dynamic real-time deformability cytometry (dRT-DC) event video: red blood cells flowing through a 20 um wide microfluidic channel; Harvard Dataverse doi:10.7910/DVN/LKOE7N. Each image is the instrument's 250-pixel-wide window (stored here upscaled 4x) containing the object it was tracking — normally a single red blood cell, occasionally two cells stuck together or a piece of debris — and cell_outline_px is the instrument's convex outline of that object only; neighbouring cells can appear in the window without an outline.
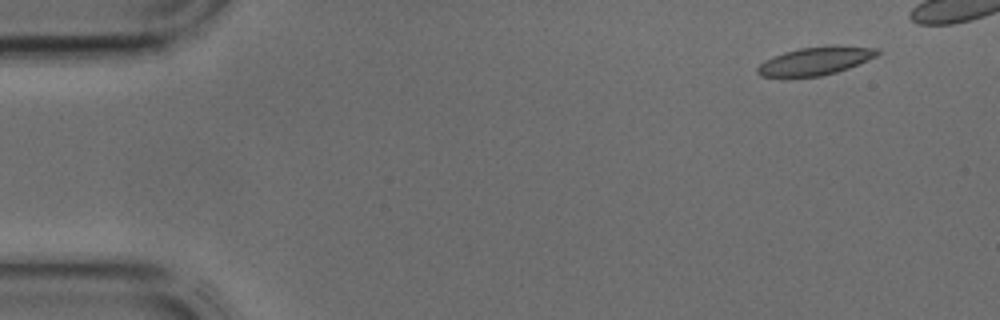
{"species": "common noctule bat (a hibernating species)", "species_latin": "Nyctalus noctula", "temperature_condition": "cold", "stored_images_in_passage": 35, "camera_frame_rate_fps": 3000, "um_per_image_px": 0.085, "animal": {"sex": "male", "body_mass_g": 17.9, "forearm_length_mm": 54.2}, "frame": {"image": 1, "passage_image": 1, "time_ms": 0.0, "image_size_px": [1000, 320], "cell_outline_px": [[884, 52], [868, 60], [848, 68], [836, 72], [820, 76], [760, 76], [756, 72], [756, 68], [764, 60], [784, 52], [800, 48], [880, 48]], "centroid_in_image_um": [69.27, 5.22], "position_along_channel_um": 15.7, "area_um2": 18.67}}
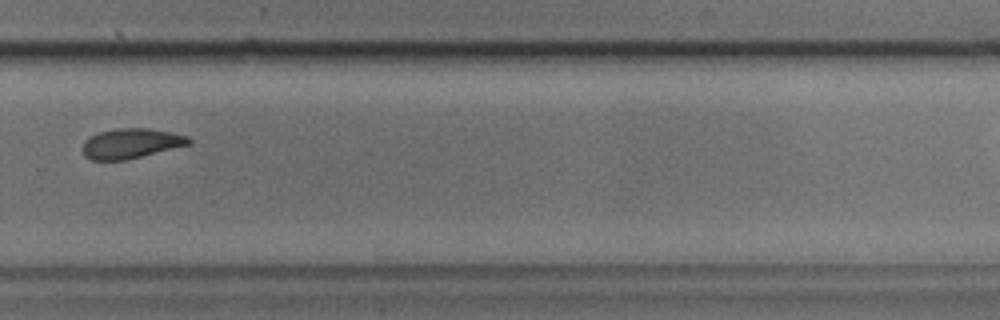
{"frame": {"image": 2, "passage_image": 27, "time_ms": 8.667, "image_size_px": [1000, 320], "cell_outline_px": [[192, 144], [124, 160], [92, 160], [84, 156], [84, 140], [100, 132], [120, 128], [148, 128], [172, 132], [188, 136], [192, 140]], "centroid_in_image_um": [11.18, 12.19], "position_along_channel_um": 318.6, "area_um2": 18.38}}
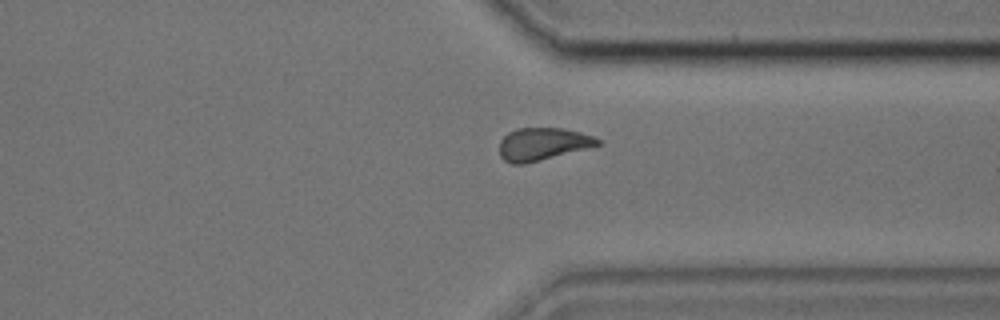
{"frame": {"image": 3, "passage_image": 30, "time_ms": 9.667, "image_size_px": [1000, 320], "cell_outline_px": [[600, 144], [524, 164], [512, 164], [504, 160], [500, 156], [500, 140], [508, 132], [516, 128], [560, 128], [580, 132], [592, 136], [600, 140]], "centroid_in_image_um": [46.06, 12.23], "position_along_channel_um": 365.3, "area_um2": 18.26}}